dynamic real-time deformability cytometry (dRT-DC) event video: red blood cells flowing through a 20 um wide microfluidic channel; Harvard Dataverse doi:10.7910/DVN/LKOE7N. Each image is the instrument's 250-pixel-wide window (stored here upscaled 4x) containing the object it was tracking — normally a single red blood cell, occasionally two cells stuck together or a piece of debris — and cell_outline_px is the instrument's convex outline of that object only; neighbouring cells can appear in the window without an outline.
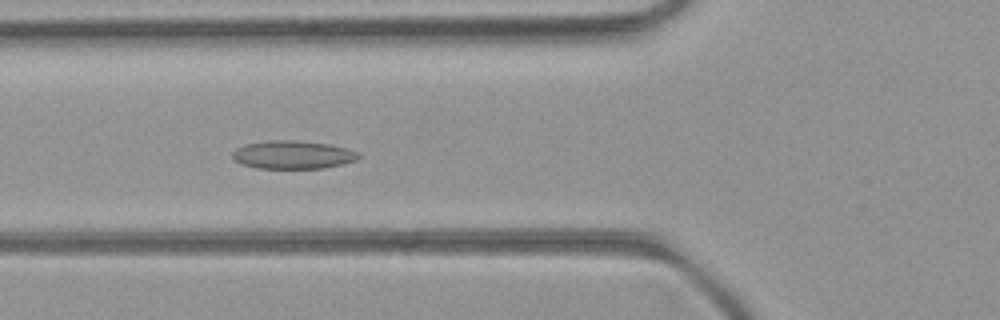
{"species": "common noctule bat (a hibernating species)", "species_latin": "Nyctalus noctula", "temperature_condition": "room temperature", "stored_images_in_passage": 44, "camera_frame_rate_fps": 3000, "um_per_image_px": 0.085, "animal": {"sex": "female", "body_mass_g": 21.9}, "frame": {"image": 1, "passage_image": 18, "time_ms": 5.667, "image_size_px": [1000, 320], "cell_outline_px": [[360, 156], [356, 160], [324, 168], [256, 168], [240, 164], [232, 160], [232, 152], [236, 148], [244, 144], [268, 140], [296, 140], [328, 144], [348, 148], [360, 152]], "centroid_in_image_um": [24.85, 13.15], "position_along_channel_um": 100.9, "area_um2": 20.92}}
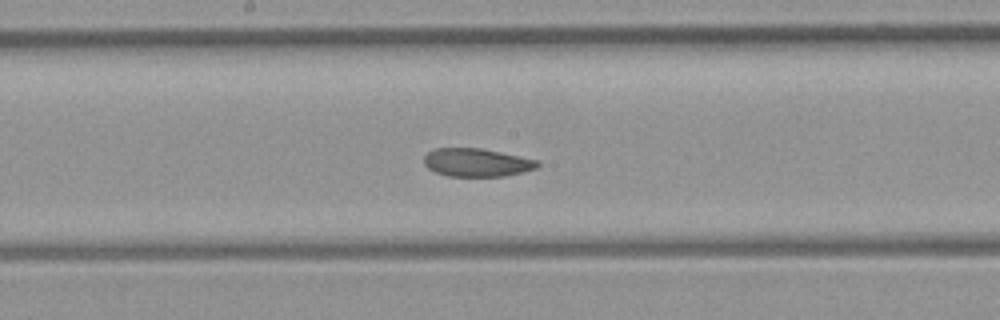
{"frame": {"image": 2, "passage_image": 26, "time_ms": 8.333, "image_size_px": [1000, 320], "cell_outline_px": [[540, 164], [536, 168], [504, 176], [448, 176], [436, 172], [428, 168], [424, 164], [424, 156], [428, 152], [436, 148], [480, 148], [540, 160]], "centroid_in_image_um": [40.52, 13.81], "position_along_channel_um": 207.7, "area_um2": 18.55}}
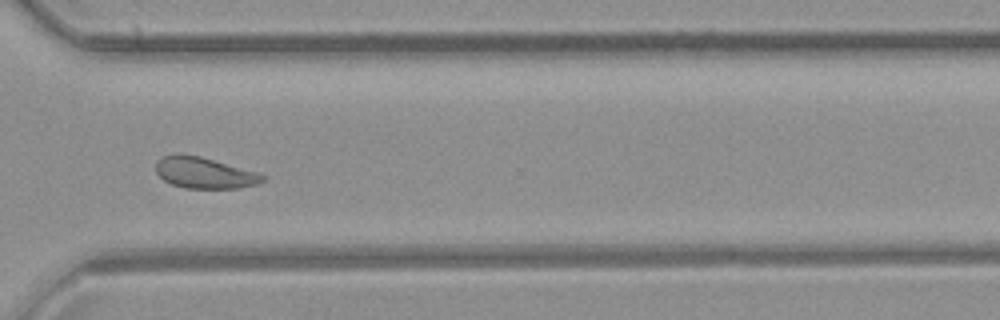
{"frame": {"image": 3, "passage_image": 37, "time_ms": 12.0, "image_size_px": [1000, 320], "cell_outline_px": [[268, 176], [264, 180], [256, 184], [240, 188], [184, 188], [172, 184], [164, 180], [156, 172], [156, 160], [160, 156], [200, 156], [260, 172]], "centroid_in_image_um": [17.44, 14.71], "position_along_channel_um": 353.2, "area_um2": 19.25}, "authors_computed_cell_mechanics": {"area_um2": 20.5479, "velocity_mm_per_s": 3.9812, "shape_relaxation_time_tau1_ms": 9.3171, "shape_relaxation_time_tau2_ms": 2.5125, "deformation_change_tau1": 0.1448, "deformation_change_tau2": 0.0829}}